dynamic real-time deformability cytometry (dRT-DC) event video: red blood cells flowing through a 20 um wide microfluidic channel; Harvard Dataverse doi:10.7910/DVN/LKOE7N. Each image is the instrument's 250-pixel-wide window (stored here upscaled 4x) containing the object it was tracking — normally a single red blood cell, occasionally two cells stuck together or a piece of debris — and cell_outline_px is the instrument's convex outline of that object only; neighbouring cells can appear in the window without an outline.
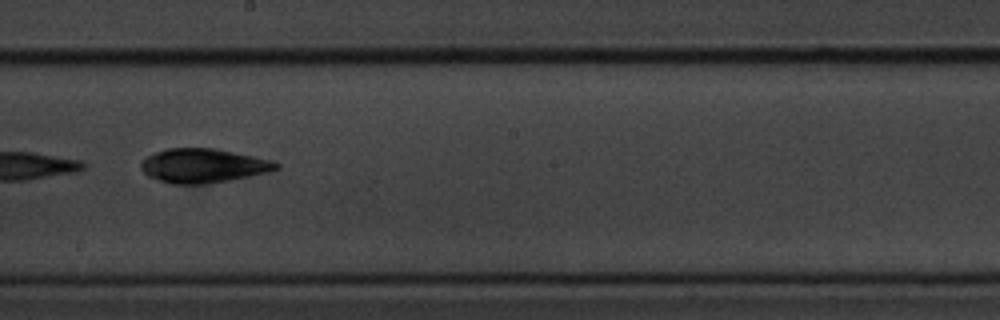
{"species": "common noctule bat (a hibernating species)", "species_latin": "Nyctalus noctula", "temperature_condition": "cold", "stored_images_in_passage": 13, "camera_frame_rate_fps": 3000, "um_per_image_px": 0.085, "animal": {"sex": "male", "body_mass_g": 20.1, "forearm_length_mm": 53.5}, "frame": {"image": 1, "passage_image": 6, "time_ms": 1.667, "image_size_px": [1000, 320], "cell_outline_px": [[280, 168], [268, 172], [228, 180], [204, 184], [176, 184], [160, 180], [148, 176], [140, 168], [140, 164], [148, 156], [156, 152], [168, 148], [216, 148], [272, 160], [280, 164]], "centroid_in_image_um": [17.29, 14.07], "position_along_channel_um": 230.9, "area_um2": 26.65}}
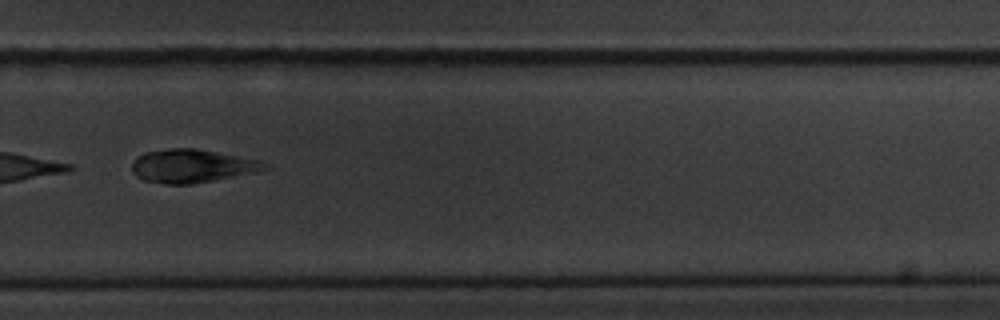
{"frame": {"image": 2, "passage_image": 8, "time_ms": 2.333, "image_size_px": [1000, 320], "cell_outline_px": [[272, 168], [260, 172], [192, 184], [164, 184], [144, 180], [136, 176], [132, 172], [132, 164], [144, 152], [168, 148], [196, 148], [260, 160]], "centroid_in_image_um": [16.37, 14.11], "position_along_channel_um": 313.4, "area_um2": 25.95}}